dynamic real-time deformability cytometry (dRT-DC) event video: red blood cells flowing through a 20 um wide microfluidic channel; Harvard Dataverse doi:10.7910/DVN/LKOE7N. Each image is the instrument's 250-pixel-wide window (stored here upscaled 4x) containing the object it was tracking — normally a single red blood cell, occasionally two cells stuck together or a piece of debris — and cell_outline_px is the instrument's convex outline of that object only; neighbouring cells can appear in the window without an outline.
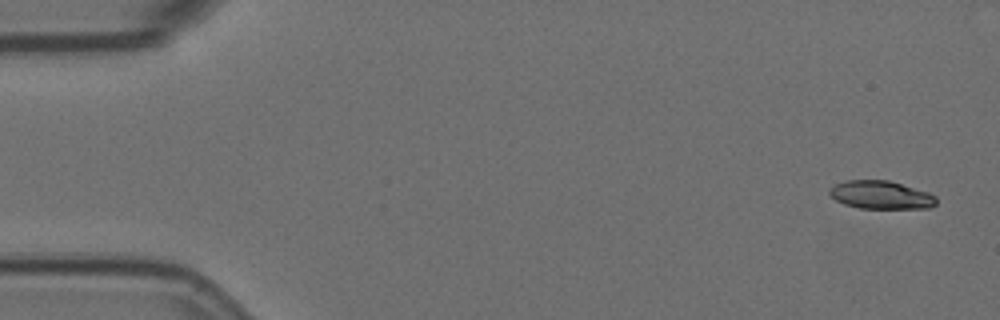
{"species": "Egyptian fruit bat (a non-hibernating species)", "species_latin": "Rousettus aegyptiacus", "temperature_condition": "room temperature", "stored_images_in_passage": 5, "camera_frame_rate_fps": 3000, "um_per_image_px": 0.085, "animal": {"sex": "female"}, "frame": {"image": 1, "passage_image": 1, "time_ms": 0.0, "image_size_px": [1000, 320], "cell_outline_px": [[936, 204], [928, 208], [860, 208], [844, 204], [836, 200], [828, 192], [828, 188], [844, 180], [888, 180], [928, 192], [936, 196]], "centroid_in_image_um": [74.86, 16.56], "position_along_channel_um": 10.1, "area_um2": 17.46}}